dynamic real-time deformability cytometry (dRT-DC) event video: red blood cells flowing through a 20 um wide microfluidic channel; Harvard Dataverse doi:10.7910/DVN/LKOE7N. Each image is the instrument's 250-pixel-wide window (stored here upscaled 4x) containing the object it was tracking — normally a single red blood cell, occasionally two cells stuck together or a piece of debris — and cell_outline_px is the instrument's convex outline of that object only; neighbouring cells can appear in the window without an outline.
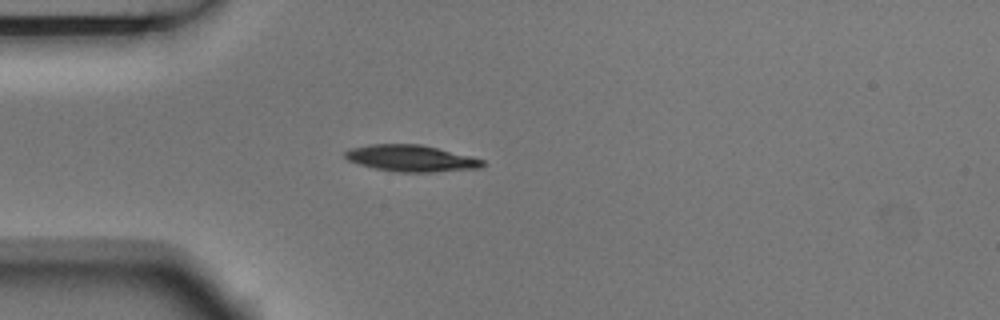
{"species": "Egyptian fruit bat (a non-hibernating species)", "species_latin": "Rousettus aegyptiacus", "temperature_condition": "room temperature", "stored_images_in_passage": 4, "camera_frame_rate_fps": 3000, "um_per_image_px": 0.085, "animal": {"sex": "male"}, "frame": {"image": 1, "passage_image": 4, "time_ms": 1.0, "image_size_px": [1000, 320], "cell_outline_px": [[484, 164], [480, 168], [432, 172], [396, 172], [376, 168], [360, 164], [348, 160], [344, 156], [344, 152], [352, 148], [372, 144], [420, 144], [472, 156], [484, 160]], "centroid_in_image_um": [34.97, 13.45], "position_along_channel_um": 50.0, "area_um2": 21.1}}